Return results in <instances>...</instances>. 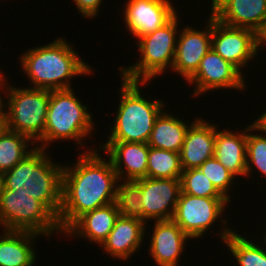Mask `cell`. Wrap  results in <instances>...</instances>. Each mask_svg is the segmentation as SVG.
Instances as JSON below:
<instances>
[{
  "instance_id": "6da1fadb",
  "label": "cell",
  "mask_w": 266,
  "mask_h": 266,
  "mask_svg": "<svg viewBox=\"0 0 266 266\" xmlns=\"http://www.w3.org/2000/svg\"><path fill=\"white\" fill-rule=\"evenodd\" d=\"M88 150L79 155L75 165L63 166L57 218L63 233L84 213L116 201L120 181L110 159L100 156L97 148Z\"/></svg>"
},
{
  "instance_id": "7a4b0ae2",
  "label": "cell",
  "mask_w": 266,
  "mask_h": 266,
  "mask_svg": "<svg viewBox=\"0 0 266 266\" xmlns=\"http://www.w3.org/2000/svg\"><path fill=\"white\" fill-rule=\"evenodd\" d=\"M19 58L33 88L71 89V78L93 73L91 66L80 59L73 46L64 38L29 49Z\"/></svg>"
},
{
  "instance_id": "3957f363",
  "label": "cell",
  "mask_w": 266,
  "mask_h": 266,
  "mask_svg": "<svg viewBox=\"0 0 266 266\" xmlns=\"http://www.w3.org/2000/svg\"><path fill=\"white\" fill-rule=\"evenodd\" d=\"M45 151L36 145L29 155L4 172L3 187L15 194L31 195L58 218L64 165L55 164Z\"/></svg>"
},
{
  "instance_id": "277c9868",
  "label": "cell",
  "mask_w": 266,
  "mask_h": 266,
  "mask_svg": "<svg viewBox=\"0 0 266 266\" xmlns=\"http://www.w3.org/2000/svg\"><path fill=\"white\" fill-rule=\"evenodd\" d=\"M121 79V99L107 142L148 143L155 121L166 105L160 99L149 101L143 97L139 85L147 82Z\"/></svg>"
},
{
  "instance_id": "5b68a950",
  "label": "cell",
  "mask_w": 266,
  "mask_h": 266,
  "mask_svg": "<svg viewBox=\"0 0 266 266\" xmlns=\"http://www.w3.org/2000/svg\"><path fill=\"white\" fill-rule=\"evenodd\" d=\"M74 89L50 90L45 131L37 147H49L56 140L76 141L82 145L83 138L94 130L92 113L75 96Z\"/></svg>"
},
{
  "instance_id": "8992f818",
  "label": "cell",
  "mask_w": 266,
  "mask_h": 266,
  "mask_svg": "<svg viewBox=\"0 0 266 266\" xmlns=\"http://www.w3.org/2000/svg\"><path fill=\"white\" fill-rule=\"evenodd\" d=\"M1 71L0 89L7 88L5 92L7 102L4 103L2 99L1 103L7 129L27 136L36 144L44 135L50 90L9 86Z\"/></svg>"
},
{
  "instance_id": "52a82bcc",
  "label": "cell",
  "mask_w": 266,
  "mask_h": 266,
  "mask_svg": "<svg viewBox=\"0 0 266 266\" xmlns=\"http://www.w3.org/2000/svg\"><path fill=\"white\" fill-rule=\"evenodd\" d=\"M178 14L168 23L137 41L141 57L130 67H120V75L128 81L148 82L173 66L178 31ZM167 68V69H166Z\"/></svg>"
},
{
  "instance_id": "ba28073f",
  "label": "cell",
  "mask_w": 266,
  "mask_h": 266,
  "mask_svg": "<svg viewBox=\"0 0 266 266\" xmlns=\"http://www.w3.org/2000/svg\"><path fill=\"white\" fill-rule=\"evenodd\" d=\"M3 230L30 231L48 237L62 233L57 217L31 195L15 194L2 187L0 195V226Z\"/></svg>"
},
{
  "instance_id": "9c48e42d",
  "label": "cell",
  "mask_w": 266,
  "mask_h": 266,
  "mask_svg": "<svg viewBox=\"0 0 266 266\" xmlns=\"http://www.w3.org/2000/svg\"><path fill=\"white\" fill-rule=\"evenodd\" d=\"M225 197H198L181 192L172 220L190 237L200 239L223 215Z\"/></svg>"
},
{
  "instance_id": "30bf717a",
  "label": "cell",
  "mask_w": 266,
  "mask_h": 266,
  "mask_svg": "<svg viewBox=\"0 0 266 266\" xmlns=\"http://www.w3.org/2000/svg\"><path fill=\"white\" fill-rule=\"evenodd\" d=\"M211 47L241 72L260 50V36L247 28L232 27L212 16Z\"/></svg>"
},
{
  "instance_id": "8fae6325",
  "label": "cell",
  "mask_w": 266,
  "mask_h": 266,
  "mask_svg": "<svg viewBox=\"0 0 266 266\" xmlns=\"http://www.w3.org/2000/svg\"><path fill=\"white\" fill-rule=\"evenodd\" d=\"M243 72L232 63L224 60L212 47L202 58L196 73L187 81L195 84L193 96L210 91L233 88L242 90L246 86Z\"/></svg>"
},
{
  "instance_id": "7c38bea8",
  "label": "cell",
  "mask_w": 266,
  "mask_h": 266,
  "mask_svg": "<svg viewBox=\"0 0 266 266\" xmlns=\"http://www.w3.org/2000/svg\"><path fill=\"white\" fill-rule=\"evenodd\" d=\"M143 221L172 220L181 193L180 179L141 178Z\"/></svg>"
},
{
  "instance_id": "4fadbf2b",
  "label": "cell",
  "mask_w": 266,
  "mask_h": 266,
  "mask_svg": "<svg viewBox=\"0 0 266 266\" xmlns=\"http://www.w3.org/2000/svg\"><path fill=\"white\" fill-rule=\"evenodd\" d=\"M123 17L137 40L168 23L178 12L170 0H128Z\"/></svg>"
},
{
  "instance_id": "5bb4252c",
  "label": "cell",
  "mask_w": 266,
  "mask_h": 266,
  "mask_svg": "<svg viewBox=\"0 0 266 266\" xmlns=\"http://www.w3.org/2000/svg\"><path fill=\"white\" fill-rule=\"evenodd\" d=\"M205 30L194 27H184L177 37L176 54L173 66L185 81H188L198 70L202 58L211 49L212 43V15L209 16Z\"/></svg>"
},
{
  "instance_id": "9a60e30c",
  "label": "cell",
  "mask_w": 266,
  "mask_h": 266,
  "mask_svg": "<svg viewBox=\"0 0 266 266\" xmlns=\"http://www.w3.org/2000/svg\"><path fill=\"white\" fill-rule=\"evenodd\" d=\"M98 148H102L109 155L119 181L122 179L136 181L147 177L149 155L147 143L106 142Z\"/></svg>"
},
{
  "instance_id": "2e32d148",
  "label": "cell",
  "mask_w": 266,
  "mask_h": 266,
  "mask_svg": "<svg viewBox=\"0 0 266 266\" xmlns=\"http://www.w3.org/2000/svg\"><path fill=\"white\" fill-rule=\"evenodd\" d=\"M149 254L158 266H178L189 236L173 220L154 221Z\"/></svg>"
},
{
  "instance_id": "e0dca14e",
  "label": "cell",
  "mask_w": 266,
  "mask_h": 266,
  "mask_svg": "<svg viewBox=\"0 0 266 266\" xmlns=\"http://www.w3.org/2000/svg\"><path fill=\"white\" fill-rule=\"evenodd\" d=\"M211 15L225 25L247 28L260 36L266 29V0H225Z\"/></svg>"
},
{
  "instance_id": "ac0fdd59",
  "label": "cell",
  "mask_w": 266,
  "mask_h": 266,
  "mask_svg": "<svg viewBox=\"0 0 266 266\" xmlns=\"http://www.w3.org/2000/svg\"><path fill=\"white\" fill-rule=\"evenodd\" d=\"M217 126L199 117L189 127L180 151L182 170L200 167L214 157Z\"/></svg>"
},
{
  "instance_id": "d6986e66",
  "label": "cell",
  "mask_w": 266,
  "mask_h": 266,
  "mask_svg": "<svg viewBox=\"0 0 266 266\" xmlns=\"http://www.w3.org/2000/svg\"><path fill=\"white\" fill-rule=\"evenodd\" d=\"M146 223L138 218L120 216L100 247L113 259L127 260L139 250L146 233Z\"/></svg>"
},
{
  "instance_id": "ffe728a7",
  "label": "cell",
  "mask_w": 266,
  "mask_h": 266,
  "mask_svg": "<svg viewBox=\"0 0 266 266\" xmlns=\"http://www.w3.org/2000/svg\"><path fill=\"white\" fill-rule=\"evenodd\" d=\"M119 217V210L116 202L96 208L80 216L64 233L68 236L84 237L91 243L98 245L107 239L108 234L114 227Z\"/></svg>"
},
{
  "instance_id": "44dd1931",
  "label": "cell",
  "mask_w": 266,
  "mask_h": 266,
  "mask_svg": "<svg viewBox=\"0 0 266 266\" xmlns=\"http://www.w3.org/2000/svg\"><path fill=\"white\" fill-rule=\"evenodd\" d=\"M216 131L214 157L235 177H246L247 127L239 133Z\"/></svg>"
},
{
  "instance_id": "7402d4cb",
  "label": "cell",
  "mask_w": 266,
  "mask_h": 266,
  "mask_svg": "<svg viewBox=\"0 0 266 266\" xmlns=\"http://www.w3.org/2000/svg\"><path fill=\"white\" fill-rule=\"evenodd\" d=\"M0 235V266H33L35 238L41 234L30 231L4 230Z\"/></svg>"
},
{
  "instance_id": "603a6c76",
  "label": "cell",
  "mask_w": 266,
  "mask_h": 266,
  "mask_svg": "<svg viewBox=\"0 0 266 266\" xmlns=\"http://www.w3.org/2000/svg\"><path fill=\"white\" fill-rule=\"evenodd\" d=\"M191 125L173 116L170 112L162 111L155 121L147 144L153 148L180 153Z\"/></svg>"
},
{
  "instance_id": "cb8c5ba5",
  "label": "cell",
  "mask_w": 266,
  "mask_h": 266,
  "mask_svg": "<svg viewBox=\"0 0 266 266\" xmlns=\"http://www.w3.org/2000/svg\"><path fill=\"white\" fill-rule=\"evenodd\" d=\"M219 234L239 266H266V246L262 247L231 228L222 227ZM248 239V240H247ZM265 248V249H264Z\"/></svg>"
},
{
  "instance_id": "d4e9b609",
  "label": "cell",
  "mask_w": 266,
  "mask_h": 266,
  "mask_svg": "<svg viewBox=\"0 0 266 266\" xmlns=\"http://www.w3.org/2000/svg\"><path fill=\"white\" fill-rule=\"evenodd\" d=\"M30 142L32 146L36 145L25 135L5 130L0 136V174L13 168L33 151L34 148L28 149Z\"/></svg>"
},
{
  "instance_id": "484cf974",
  "label": "cell",
  "mask_w": 266,
  "mask_h": 266,
  "mask_svg": "<svg viewBox=\"0 0 266 266\" xmlns=\"http://www.w3.org/2000/svg\"><path fill=\"white\" fill-rule=\"evenodd\" d=\"M180 153L149 146L147 178L180 179Z\"/></svg>"
},
{
  "instance_id": "4316f807",
  "label": "cell",
  "mask_w": 266,
  "mask_h": 266,
  "mask_svg": "<svg viewBox=\"0 0 266 266\" xmlns=\"http://www.w3.org/2000/svg\"><path fill=\"white\" fill-rule=\"evenodd\" d=\"M117 186L116 204L119 215L138 218L143 221V203L141 202V187L137 181L122 180Z\"/></svg>"
},
{
  "instance_id": "83f0119b",
  "label": "cell",
  "mask_w": 266,
  "mask_h": 266,
  "mask_svg": "<svg viewBox=\"0 0 266 266\" xmlns=\"http://www.w3.org/2000/svg\"><path fill=\"white\" fill-rule=\"evenodd\" d=\"M181 192L198 197H224L199 168L182 170Z\"/></svg>"
},
{
  "instance_id": "f1b7e54d",
  "label": "cell",
  "mask_w": 266,
  "mask_h": 266,
  "mask_svg": "<svg viewBox=\"0 0 266 266\" xmlns=\"http://www.w3.org/2000/svg\"><path fill=\"white\" fill-rule=\"evenodd\" d=\"M251 131L256 133L254 121L247 126L246 176L253 172L251 169L254 166L266 177V133L265 135L248 133Z\"/></svg>"
},
{
  "instance_id": "f546056e",
  "label": "cell",
  "mask_w": 266,
  "mask_h": 266,
  "mask_svg": "<svg viewBox=\"0 0 266 266\" xmlns=\"http://www.w3.org/2000/svg\"><path fill=\"white\" fill-rule=\"evenodd\" d=\"M211 180L215 188L230 202L228 194L235 176L228 171L215 157L207 159L198 167Z\"/></svg>"
},
{
  "instance_id": "4dcf8cb0",
  "label": "cell",
  "mask_w": 266,
  "mask_h": 266,
  "mask_svg": "<svg viewBox=\"0 0 266 266\" xmlns=\"http://www.w3.org/2000/svg\"><path fill=\"white\" fill-rule=\"evenodd\" d=\"M78 12L85 18H94L100 11L102 0H73Z\"/></svg>"
},
{
  "instance_id": "1f68e13d",
  "label": "cell",
  "mask_w": 266,
  "mask_h": 266,
  "mask_svg": "<svg viewBox=\"0 0 266 266\" xmlns=\"http://www.w3.org/2000/svg\"><path fill=\"white\" fill-rule=\"evenodd\" d=\"M254 123L256 124V131H261L266 133V111L258 117L257 120H254Z\"/></svg>"
},
{
  "instance_id": "d6a6232c",
  "label": "cell",
  "mask_w": 266,
  "mask_h": 266,
  "mask_svg": "<svg viewBox=\"0 0 266 266\" xmlns=\"http://www.w3.org/2000/svg\"><path fill=\"white\" fill-rule=\"evenodd\" d=\"M7 129L6 117L3 110L0 111V136L5 132Z\"/></svg>"
},
{
  "instance_id": "836d02e7",
  "label": "cell",
  "mask_w": 266,
  "mask_h": 266,
  "mask_svg": "<svg viewBox=\"0 0 266 266\" xmlns=\"http://www.w3.org/2000/svg\"><path fill=\"white\" fill-rule=\"evenodd\" d=\"M225 0H212L211 14L224 2Z\"/></svg>"
},
{
  "instance_id": "e575fe53",
  "label": "cell",
  "mask_w": 266,
  "mask_h": 266,
  "mask_svg": "<svg viewBox=\"0 0 266 266\" xmlns=\"http://www.w3.org/2000/svg\"><path fill=\"white\" fill-rule=\"evenodd\" d=\"M263 45V46H262ZM264 45H266V29L260 35V49H263ZM266 48V47H265Z\"/></svg>"
},
{
  "instance_id": "d590c367",
  "label": "cell",
  "mask_w": 266,
  "mask_h": 266,
  "mask_svg": "<svg viewBox=\"0 0 266 266\" xmlns=\"http://www.w3.org/2000/svg\"><path fill=\"white\" fill-rule=\"evenodd\" d=\"M3 187V179H2V174H0V195Z\"/></svg>"
},
{
  "instance_id": "8d00e7d4",
  "label": "cell",
  "mask_w": 266,
  "mask_h": 266,
  "mask_svg": "<svg viewBox=\"0 0 266 266\" xmlns=\"http://www.w3.org/2000/svg\"><path fill=\"white\" fill-rule=\"evenodd\" d=\"M1 103H2V96H0V111L2 110Z\"/></svg>"
},
{
  "instance_id": "74e56055",
  "label": "cell",
  "mask_w": 266,
  "mask_h": 266,
  "mask_svg": "<svg viewBox=\"0 0 266 266\" xmlns=\"http://www.w3.org/2000/svg\"><path fill=\"white\" fill-rule=\"evenodd\" d=\"M266 231V230H265ZM264 242H265V246H266V232L264 233Z\"/></svg>"
}]
</instances>
